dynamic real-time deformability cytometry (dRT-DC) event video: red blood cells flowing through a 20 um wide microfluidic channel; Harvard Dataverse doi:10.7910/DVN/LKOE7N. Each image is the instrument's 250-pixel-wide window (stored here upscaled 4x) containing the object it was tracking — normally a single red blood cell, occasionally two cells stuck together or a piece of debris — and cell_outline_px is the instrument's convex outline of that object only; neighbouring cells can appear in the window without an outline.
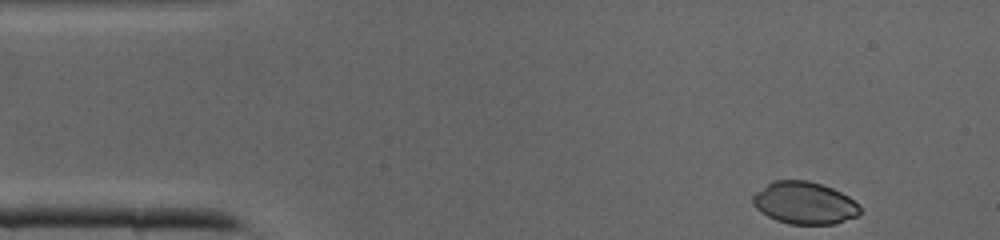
{"species": "common noctule bat (a hibernating species)", "species_latin": "Nyctalus noctula", "temperature_condition": "cold", "stored_images_in_passage": 36, "camera_frame_rate_fps": 3000, "um_per_image_px": 0.085, "animal": {"sex": "male", "body_mass_g": 19.0, "forearm_length_mm": 50.8}, "frame": {"image": 1, "passage_image": 1, "time_ms": 0.0, "image_size_px": [1000, 240], "cell_outline_px": [[860, 212], [856, 216], [836, 224], [788, 224], [776, 220], [760, 212], [752, 204], [752, 196], [756, 192], [772, 180], [808, 180], [832, 188], [848, 196], [860, 208]], "centroid_in_image_um": [68.34, 17.25], "position_along_channel_um": 16.7, "area_um2": 26.36}}
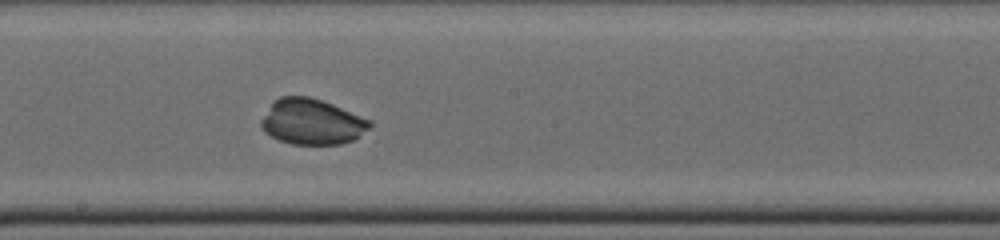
{"frame": {"image": 2, "passage_image": 19, "time_ms": 6.0, "image_size_px": [1000, 240], "cell_outline_px": [[372, 124], [368, 128], [352, 140], [340, 144], [292, 144], [280, 140], [264, 132], [260, 124], [260, 120], [272, 100], [280, 96], [308, 96], [332, 104], [372, 120]], "centroid_in_image_um": [26.46, 10.33], "position_along_channel_um": 221.7, "area_um2": 28.78}}
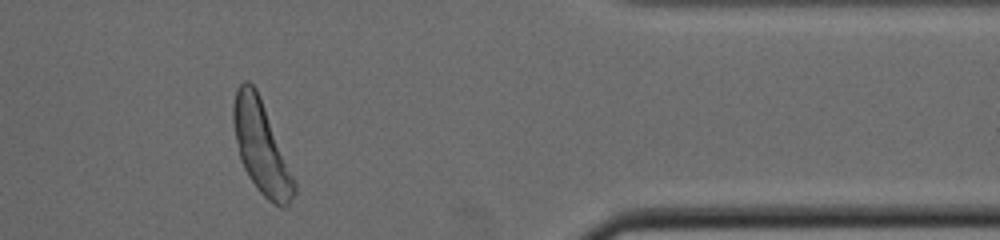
{"frame": {"image": 3, "passage_image": 31, "time_ms": 10.0, "image_size_px": [1000, 240], "cell_outline_px": [[296, 192], [288, 204], [284, 208], [280, 208], [268, 200], [256, 188], [248, 176], [240, 160], [232, 120], [232, 108], [236, 88], [244, 80], [248, 80], [256, 88], [296, 184]], "centroid_in_image_um": [22.17, 12.53], "position_along_channel_um": 389.2, "area_um2": 32.08}}